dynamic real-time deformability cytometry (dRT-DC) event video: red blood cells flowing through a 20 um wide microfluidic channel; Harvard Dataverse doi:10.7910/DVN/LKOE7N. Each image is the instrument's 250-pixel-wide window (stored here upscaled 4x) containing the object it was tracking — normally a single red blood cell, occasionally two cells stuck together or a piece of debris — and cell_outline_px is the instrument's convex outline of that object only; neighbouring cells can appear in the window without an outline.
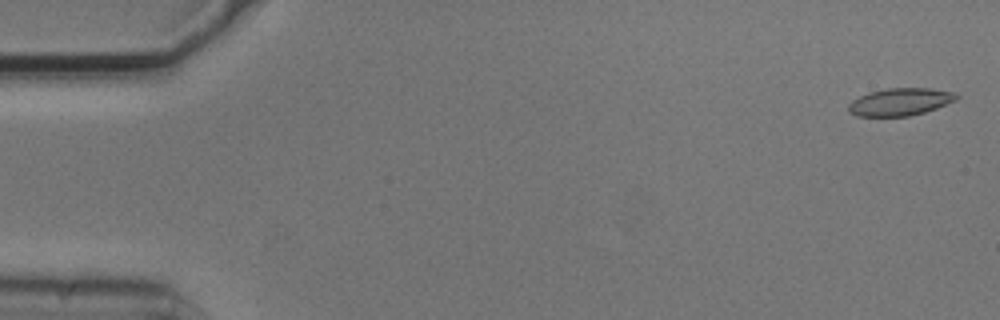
{"species": "common noctule bat (a hibernating species)", "species_latin": "Nyctalus noctula", "temperature_condition": "cold", "stored_images_in_passage": 4, "camera_frame_rate_fps": 3000, "um_per_image_px": 0.085, "animal": {"sex": "male", "body_mass_g": 20.5, "forearm_length_mm": 52.5}, "frame": {"image": 1, "passage_image": 1, "time_ms": 0.0, "image_size_px": [1000, 320], "cell_outline_px": [[960, 96], [956, 100], [936, 108], [924, 112], [908, 116], [856, 116], [848, 112], [848, 104], [852, 100], [868, 92], [888, 88], [932, 88], [956, 92]], "centroid_in_image_um": [76.52, 8.65], "position_along_channel_um": 8.5, "area_um2": 17.4}}
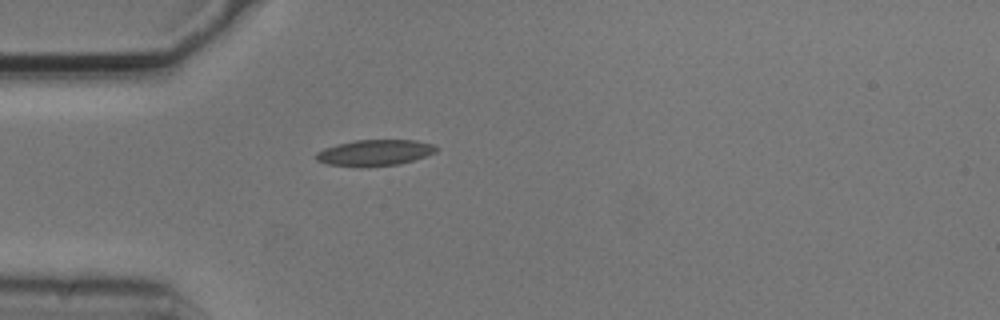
{"frame": {"image": 2, "passage_image": 4, "time_ms": 1.0, "image_size_px": [1000, 320], "cell_outline_px": [[440, 148], [436, 152], [400, 164], [360, 168], [328, 164], [316, 160], [316, 152], [324, 148], [336, 144], [356, 140], [416, 140], [436, 144]], "centroid_in_image_um": [31.86, 12.98], "position_along_channel_um": 53.1, "area_um2": 18.55}}